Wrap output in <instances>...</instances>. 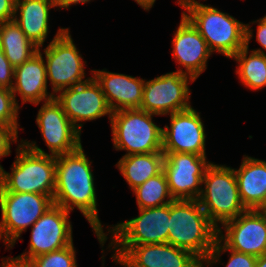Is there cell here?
Returning <instances> with one entry per match:
<instances>
[{
    "label": "cell",
    "instance_id": "cell-16",
    "mask_svg": "<svg viewBox=\"0 0 266 267\" xmlns=\"http://www.w3.org/2000/svg\"><path fill=\"white\" fill-rule=\"evenodd\" d=\"M36 123L52 156L73 152L82 145L81 132L72 124L55 98L43 103Z\"/></svg>",
    "mask_w": 266,
    "mask_h": 267
},
{
    "label": "cell",
    "instance_id": "cell-5",
    "mask_svg": "<svg viewBox=\"0 0 266 267\" xmlns=\"http://www.w3.org/2000/svg\"><path fill=\"white\" fill-rule=\"evenodd\" d=\"M202 184L205 186L197 200L218 229L219 223L223 225L247 211L239 195L234 168L211 163Z\"/></svg>",
    "mask_w": 266,
    "mask_h": 267
},
{
    "label": "cell",
    "instance_id": "cell-8",
    "mask_svg": "<svg viewBox=\"0 0 266 267\" xmlns=\"http://www.w3.org/2000/svg\"><path fill=\"white\" fill-rule=\"evenodd\" d=\"M53 205V199L40 193L0 192V240L13 248L28 226H32Z\"/></svg>",
    "mask_w": 266,
    "mask_h": 267
},
{
    "label": "cell",
    "instance_id": "cell-6",
    "mask_svg": "<svg viewBox=\"0 0 266 267\" xmlns=\"http://www.w3.org/2000/svg\"><path fill=\"white\" fill-rule=\"evenodd\" d=\"M154 115L139 108L112 112L114 148L127 151L124 156L162 152V128L153 122Z\"/></svg>",
    "mask_w": 266,
    "mask_h": 267
},
{
    "label": "cell",
    "instance_id": "cell-1",
    "mask_svg": "<svg viewBox=\"0 0 266 267\" xmlns=\"http://www.w3.org/2000/svg\"><path fill=\"white\" fill-rule=\"evenodd\" d=\"M91 163L82 145L75 151L56 156L53 204L71 212L79 209L90 223L103 247L107 238L98 218L97 197Z\"/></svg>",
    "mask_w": 266,
    "mask_h": 267
},
{
    "label": "cell",
    "instance_id": "cell-19",
    "mask_svg": "<svg viewBox=\"0 0 266 267\" xmlns=\"http://www.w3.org/2000/svg\"><path fill=\"white\" fill-rule=\"evenodd\" d=\"M91 73L100 84L112 112L122 109L140 108L145 79L107 72L105 69L93 70Z\"/></svg>",
    "mask_w": 266,
    "mask_h": 267
},
{
    "label": "cell",
    "instance_id": "cell-20",
    "mask_svg": "<svg viewBox=\"0 0 266 267\" xmlns=\"http://www.w3.org/2000/svg\"><path fill=\"white\" fill-rule=\"evenodd\" d=\"M41 49L30 59L14 68L13 87L11 89L15 103L18 105L16 94L21 96L22 103L29 102L38 105L55 98L53 93L47 92L46 66Z\"/></svg>",
    "mask_w": 266,
    "mask_h": 267
},
{
    "label": "cell",
    "instance_id": "cell-30",
    "mask_svg": "<svg viewBox=\"0 0 266 267\" xmlns=\"http://www.w3.org/2000/svg\"><path fill=\"white\" fill-rule=\"evenodd\" d=\"M18 132L11 126L0 124V158L11 153V141L17 142ZM3 167L0 165V172Z\"/></svg>",
    "mask_w": 266,
    "mask_h": 267
},
{
    "label": "cell",
    "instance_id": "cell-21",
    "mask_svg": "<svg viewBox=\"0 0 266 267\" xmlns=\"http://www.w3.org/2000/svg\"><path fill=\"white\" fill-rule=\"evenodd\" d=\"M54 7L55 0H16L13 20L26 37L39 48L47 38L49 10Z\"/></svg>",
    "mask_w": 266,
    "mask_h": 267
},
{
    "label": "cell",
    "instance_id": "cell-37",
    "mask_svg": "<svg viewBox=\"0 0 266 267\" xmlns=\"http://www.w3.org/2000/svg\"><path fill=\"white\" fill-rule=\"evenodd\" d=\"M1 267H26L25 265L18 264L10 260L9 258L1 260Z\"/></svg>",
    "mask_w": 266,
    "mask_h": 267
},
{
    "label": "cell",
    "instance_id": "cell-17",
    "mask_svg": "<svg viewBox=\"0 0 266 267\" xmlns=\"http://www.w3.org/2000/svg\"><path fill=\"white\" fill-rule=\"evenodd\" d=\"M173 35V58L176 63L185 67V70L180 68L177 71L190 75L196 80L206 70L207 60L212 54L207 42L183 14Z\"/></svg>",
    "mask_w": 266,
    "mask_h": 267
},
{
    "label": "cell",
    "instance_id": "cell-13",
    "mask_svg": "<svg viewBox=\"0 0 266 267\" xmlns=\"http://www.w3.org/2000/svg\"><path fill=\"white\" fill-rule=\"evenodd\" d=\"M59 93L55 95V99L80 132L83 127L80 122L96 120L104 115H109L111 119L112 111L100 84L93 76L86 82L61 90Z\"/></svg>",
    "mask_w": 266,
    "mask_h": 267
},
{
    "label": "cell",
    "instance_id": "cell-40",
    "mask_svg": "<svg viewBox=\"0 0 266 267\" xmlns=\"http://www.w3.org/2000/svg\"><path fill=\"white\" fill-rule=\"evenodd\" d=\"M114 260L115 263H119L121 264L122 266H125V267H129L120 257L116 256V255H112V257Z\"/></svg>",
    "mask_w": 266,
    "mask_h": 267
},
{
    "label": "cell",
    "instance_id": "cell-27",
    "mask_svg": "<svg viewBox=\"0 0 266 267\" xmlns=\"http://www.w3.org/2000/svg\"><path fill=\"white\" fill-rule=\"evenodd\" d=\"M73 243L61 249L30 259L26 267H78Z\"/></svg>",
    "mask_w": 266,
    "mask_h": 267
},
{
    "label": "cell",
    "instance_id": "cell-29",
    "mask_svg": "<svg viewBox=\"0 0 266 267\" xmlns=\"http://www.w3.org/2000/svg\"><path fill=\"white\" fill-rule=\"evenodd\" d=\"M19 105L15 103L12 91L0 87V124L13 127L18 132V110Z\"/></svg>",
    "mask_w": 266,
    "mask_h": 267
},
{
    "label": "cell",
    "instance_id": "cell-28",
    "mask_svg": "<svg viewBox=\"0 0 266 267\" xmlns=\"http://www.w3.org/2000/svg\"><path fill=\"white\" fill-rule=\"evenodd\" d=\"M226 251L230 252L226 267H255L257 257L229 249L219 238L216 240L207 260L203 263L206 264L203 267L220 262V254Z\"/></svg>",
    "mask_w": 266,
    "mask_h": 267
},
{
    "label": "cell",
    "instance_id": "cell-7",
    "mask_svg": "<svg viewBox=\"0 0 266 267\" xmlns=\"http://www.w3.org/2000/svg\"><path fill=\"white\" fill-rule=\"evenodd\" d=\"M140 215L108 228L115 254L121 257L131 246L168 243L170 203L153 208L139 209ZM113 237V238H112Z\"/></svg>",
    "mask_w": 266,
    "mask_h": 267
},
{
    "label": "cell",
    "instance_id": "cell-3",
    "mask_svg": "<svg viewBox=\"0 0 266 267\" xmlns=\"http://www.w3.org/2000/svg\"><path fill=\"white\" fill-rule=\"evenodd\" d=\"M218 239V228L198 200L170 203L168 243L191 252L204 263Z\"/></svg>",
    "mask_w": 266,
    "mask_h": 267
},
{
    "label": "cell",
    "instance_id": "cell-23",
    "mask_svg": "<svg viewBox=\"0 0 266 267\" xmlns=\"http://www.w3.org/2000/svg\"><path fill=\"white\" fill-rule=\"evenodd\" d=\"M253 34L249 24H245V47L241 48L232 58L238 62L236 74L242 85L252 90L266 86V53L259 49L252 50L248 56L249 41Z\"/></svg>",
    "mask_w": 266,
    "mask_h": 267
},
{
    "label": "cell",
    "instance_id": "cell-36",
    "mask_svg": "<svg viewBox=\"0 0 266 267\" xmlns=\"http://www.w3.org/2000/svg\"><path fill=\"white\" fill-rule=\"evenodd\" d=\"M178 4L184 9L186 10L187 8H189L192 5H196L200 2H198L197 0H177Z\"/></svg>",
    "mask_w": 266,
    "mask_h": 267
},
{
    "label": "cell",
    "instance_id": "cell-32",
    "mask_svg": "<svg viewBox=\"0 0 266 267\" xmlns=\"http://www.w3.org/2000/svg\"><path fill=\"white\" fill-rule=\"evenodd\" d=\"M15 4L16 0H0V22L14 19Z\"/></svg>",
    "mask_w": 266,
    "mask_h": 267
},
{
    "label": "cell",
    "instance_id": "cell-31",
    "mask_svg": "<svg viewBox=\"0 0 266 267\" xmlns=\"http://www.w3.org/2000/svg\"><path fill=\"white\" fill-rule=\"evenodd\" d=\"M14 79V67L6 58L3 50L0 48V87L12 89Z\"/></svg>",
    "mask_w": 266,
    "mask_h": 267
},
{
    "label": "cell",
    "instance_id": "cell-25",
    "mask_svg": "<svg viewBox=\"0 0 266 267\" xmlns=\"http://www.w3.org/2000/svg\"><path fill=\"white\" fill-rule=\"evenodd\" d=\"M0 48L14 68L30 59L39 49L14 20L0 22Z\"/></svg>",
    "mask_w": 266,
    "mask_h": 267
},
{
    "label": "cell",
    "instance_id": "cell-22",
    "mask_svg": "<svg viewBox=\"0 0 266 267\" xmlns=\"http://www.w3.org/2000/svg\"><path fill=\"white\" fill-rule=\"evenodd\" d=\"M241 201L247 210H256L266 195V161L244 155L234 169Z\"/></svg>",
    "mask_w": 266,
    "mask_h": 267
},
{
    "label": "cell",
    "instance_id": "cell-2",
    "mask_svg": "<svg viewBox=\"0 0 266 267\" xmlns=\"http://www.w3.org/2000/svg\"><path fill=\"white\" fill-rule=\"evenodd\" d=\"M11 173L0 172V192L40 193L53 199L55 192L56 156L27 140H21Z\"/></svg>",
    "mask_w": 266,
    "mask_h": 267
},
{
    "label": "cell",
    "instance_id": "cell-39",
    "mask_svg": "<svg viewBox=\"0 0 266 267\" xmlns=\"http://www.w3.org/2000/svg\"><path fill=\"white\" fill-rule=\"evenodd\" d=\"M256 211L263 213L266 212V195L264 200L262 201L261 205L256 209Z\"/></svg>",
    "mask_w": 266,
    "mask_h": 267
},
{
    "label": "cell",
    "instance_id": "cell-24",
    "mask_svg": "<svg viewBox=\"0 0 266 267\" xmlns=\"http://www.w3.org/2000/svg\"><path fill=\"white\" fill-rule=\"evenodd\" d=\"M164 153L152 152L123 156L117 168L133 190L163 171Z\"/></svg>",
    "mask_w": 266,
    "mask_h": 267
},
{
    "label": "cell",
    "instance_id": "cell-4",
    "mask_svg": "<svg viewBox=\"0 0 266 267\" xmlns=\"http://www.w3.org/2000/svg\"><path fill=\"white\" fill-rule=\"evenodd\" d=\"M185 11L182 14L204 38L212 53L217 51L232 58L245 47V24L233 16L202 3Z\"/></svg>",
    "mask_w": 266,
    "mask_h": 267
},
{
    "label": "cell",
    "instance_id": "cell-35",
    "mask_svg": "<svg viewBox=\"0 0 266 267\" xmlns=\"http://www.w3.org/2000/svg\"><path fill=\"white\" fill-rule=\"evenodd\" d=\"M139 4L144 10H148L153 7L156 0H134Z\"/></svg>",
    "mask_w": 266,
    "mask_h": 267
},
{
    "label": "cell",
    "instance_id": "cell-33",
    "mask_svg": "<svg viewBox=\"0 0 266 267\" xmlns=\"http://www.w3.org/2000/svg\"><path fill=\"white\" fill-rule=\"evenodd\" d=\"M258 23L257 26V42L262 46V49L266 50V15L251 23Z\"/></svg>",
    "mask_w": 266,
    "mask_h": 267
},
{
    "label": "cell",
    "instance_id": "cell-11",
    "mask_svg": "<svg viewBox=\"0 0 266 267\" xmlns=\"http://www.w3.org/2000/svg\"><path fill=\"white\" fill-rule=\"evenodd\" d=\"M69 211L53 204L31 226L29 251L17 257H8L15 263L25 265L30 259L69 246L73 243Z\"/></svg>",
    "mask_w": 266,
    "mask_h": 267
},
{
    "label": "cell",
    "instance_id": "cell-38",
    "mask_svg": "<svg viewBox=\"0 0 266 267\" xmlns=\"http://www.w3.org/2000/svg\"><path fill=\"white\" fill-rule=\"evenodd\" d=\"M255 267H266V255L257 257Z\"/></svg>",
    "mask_w": 266,
    "mask_h": 267
},
{
    "label": "cell",
    "instance_id": "cell-34",
    "mask_svg": "<svg viewBox=\"0 0 266 267\" xmlns=\"http://www.w3.org/2000/svg\"><path fill=\"white\" fill-rule=\"evenodd\" d=\"M91 0H55L56 2V7L62 8H69L72 4H78V3H88Z\"/></svg>",
    "mask_w": 266,
    "mask_h": 267
},
{
    "label": "cell",
    "instance_id": "cell-10",
    "mask_svg": "<svg viewBox=\"0 0 266 267\" xmlns=\"http://www.w3.org/2000/svg\"><path fill=\"white\" fill-rule=\"evenodd\" d=\"M188 81L195 79L175 71L144 81L141 110L155 115H169L191 108Z\"/></svg>",
    "mask_w": 266,
    "mask_h": 267
},
{
    "label": "cell",
    "instance_id": "cell-14",
    "mask_svg": "<svg viewBox=\"0 0 266 267\" xmlns=\"http://www.w3.org/2000/svg\"><path fill=\"white\" fill-rule=\"evenodd\" d=\"M193 107L170 114V128H162V152L191 153L206 156L205 128Z\"/></svg>",
    "mask_w": 266,
    "mask_h": 267
},
{
    "label": "cell",
    "instance_id": "cell-12",
    "mask_svg": "<svg viewBox=\"0 0 266 267\" xmlns=\"http://www.w3.org/2000/svg\"><path fill=\"white\" fill-rule=\"evenodd\" d=\"M206 156L191 153L164 154L163 171L174 200H197L202 180L211 162Z\"/></svg>",
    "mask_w": 266,
    "mask_h": 267
},
{
    "label": "cell",
    "instance_id": "cell-15",
    "mask_svg": "<svg viewBox=\"0 0 266 267\" xmlns=\"http://www.w3.org/2000/svg\"><path fill=\"white\" fill-rule=\"evenodd\" d=\"M222 228L225 235L222 234ZM218 229V238L229 248L255 257L266 255V216L247 210Z\"/></svg>",
    "mask_w": 266,
    "mask_h": 267
},
{
    "label": "cell",
    "instance_id": "cell-26",
    "mask_svg": "<svg viewBox=\"0 0 266 267\" xmlns=\"http://www.w3.org/2000/svg\"><path fill=\"white\" fill-rule=\"evenodd\" d=\"M132 191L136 195L139 209L160 207L174 201L164 171L149 178Z\"/></svg>",
    "mask_w": 266,
    "mask_h": 267
},
{
    "label": "cell",
    "instance_id": "cell-9",
    "mask_svg": "<svg viewBox=\"0 0 266 267\" xmlns=\"http://www.w3.org/2000/svg\"><path fill=\"white\" fill-rule=\"evenodd\" d=\"M47 81L52 85L53 95L61 90L84 83L85 69L79 50L71 38L69 28H59L52 41L44 48ZM85 62V63H84Z\"/></svg>",
    "mask_w": 266,
    "mask_h": 267
},
{
    "label": "cell",
    "instance_id": "cell-18",
    "mask_svg": "<svg viewBox=\"0 0 266 267\" xmlns=\"http://www.w3.org/2000/svg\"><path fill=\"white\" fill-rule=\"evenodd\" d=\"M129 267H203L191 252L169 243L131 246L121 257Z\"/></svg>",
    "mask_w": 266,
    "mask_h": 267
}]
</instances>
